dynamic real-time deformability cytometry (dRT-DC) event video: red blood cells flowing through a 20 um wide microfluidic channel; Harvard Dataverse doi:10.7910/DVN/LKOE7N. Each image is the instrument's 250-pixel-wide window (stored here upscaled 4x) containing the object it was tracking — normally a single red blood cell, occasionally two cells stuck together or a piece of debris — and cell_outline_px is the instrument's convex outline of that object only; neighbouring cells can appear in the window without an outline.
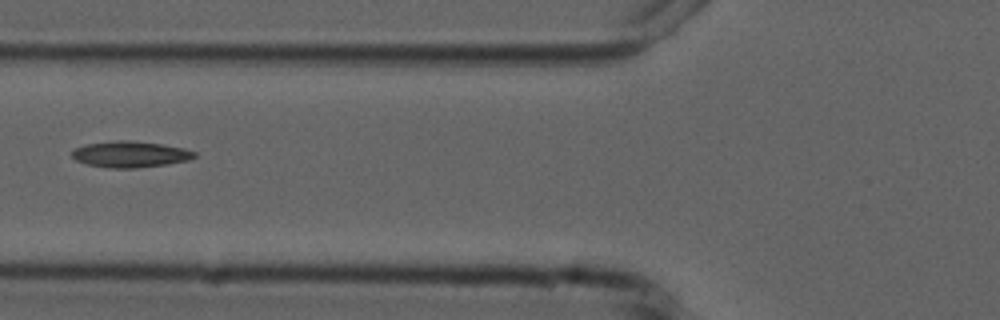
{"species": "common noctule bat (a hibernating species)", "species_latin": "Nyctalus noctula", "temperature_condition": "cold", "stored_images_in_passage": 7, "camera_frame_rate_fps": 3000, "um_per_image_px": 0.085, "animal": {"sex": "male", "forearm_length_mm": 52.5}, "frame": {"image": 1, "passage_image": 6, "time_ms": 6.667, "image_size_px": [1000, 320], "cell_outline_px": [[196, 156], [188, 160], [168, 164], [136, 168], [108, 168], [88, 164], [76, 160], [72, 156], [72, 148], [84, 144], [116, 140], [128, 140], [160, 144], [184, 148], [196, 152]], "centroid_in_image_um": [11.04, 13.11], "position_along_channel_um": 114.8, "area_um2": 18.73}}
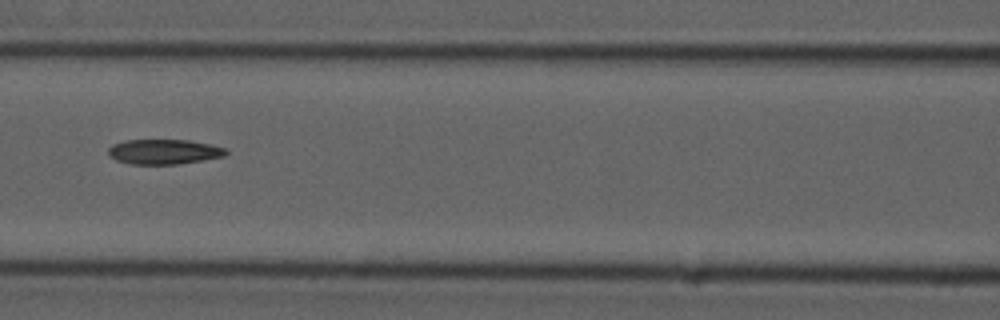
{"frame": {"image": 2, "passage_image": 7, "time_ms": 7.667, "image_size_px": [1000, 320], "cell_outline_px": [[228, 152], [224, 156], [180, 164], [128, 164], [116, 160], [108, 152], [108, 148], [112, 144], [124, 140], [188, 140], [228, 148]], "centroid_in_image_um": [13.93, 12.89], "position_along_channel_um": 152.7, "area_um2": 17.11}}